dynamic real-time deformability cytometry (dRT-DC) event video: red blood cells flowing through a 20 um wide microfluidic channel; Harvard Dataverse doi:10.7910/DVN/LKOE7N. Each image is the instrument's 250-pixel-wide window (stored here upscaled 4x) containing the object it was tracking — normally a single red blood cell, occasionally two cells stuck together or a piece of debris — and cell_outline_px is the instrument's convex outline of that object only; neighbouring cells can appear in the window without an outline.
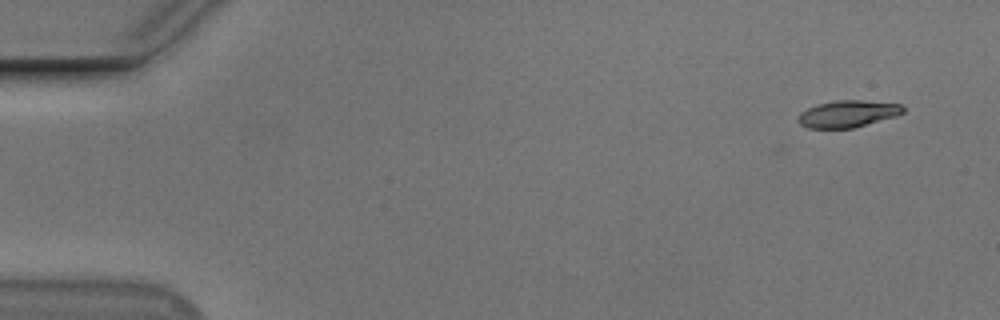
{"species": "Egyptian fruit bat (a non-hibernating species)", "species_latin": "Rousettus aegyptiacus", "temperature_condition": "cold", "stored_images_in_passage": 4, "camera_frame_rate_fps": 3000, "um_per_image_px": 0.085, "animal": {"sex": "male"}, "frame": {"image": 1, "passage_image": 1, "time_ms": 0.0, "image_size_px": [1000, 320], "cell_outline_px": [[904, 112], [896, 116], [852, 128], [808, 128], [800, 124], [800, 112], [816, 104], [836, 100], [864, 100], [900, 104], [904, 108]], "centroid_in_image_um": [72.07, 9.66], "position_along_channel_um": 12.9, "area_um2": 16.3}}